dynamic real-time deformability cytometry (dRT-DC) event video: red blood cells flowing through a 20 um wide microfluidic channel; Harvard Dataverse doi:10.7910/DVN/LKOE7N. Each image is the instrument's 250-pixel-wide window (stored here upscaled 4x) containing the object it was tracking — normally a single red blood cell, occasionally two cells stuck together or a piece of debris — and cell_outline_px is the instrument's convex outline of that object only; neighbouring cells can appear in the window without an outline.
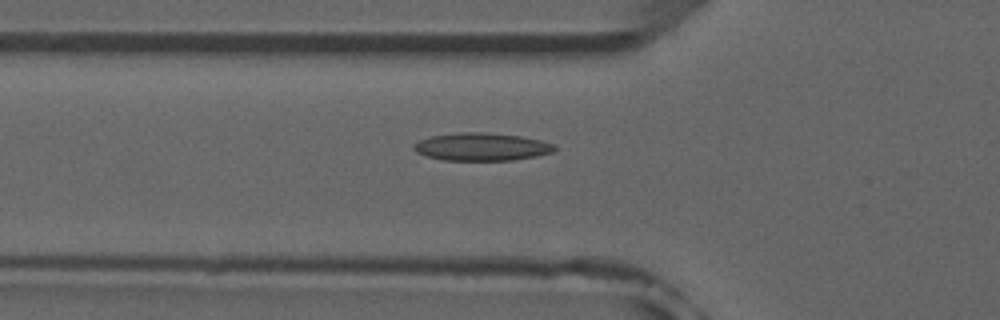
{"species": "common noctule bat (a hibernating species)", "species_latin": "Nyctalus noctula", "temperature_condition": "room temperature", "stored_images_in_passage": 52, "camera_frame_rate_fps": 3000, "um_per_image_px": 0.085, "animal": {"sex": "male", "forearm_length_mm": 52.5}, "frame": {"image": 1, "passage_image": 18, "time_ms": 5.667, "image_size_px": [1000, 320], "cell_outline_px": [[556, 148], [552, 152], [536, 156], [512, 160], [444, 160], [428, 156], [416, 152], [412, 148], [420, 140], [432, 136], [460, 132], [484, 132], [520, 136], [540, 140], [552, 144]], "centroid_in_image_um": [40.94, 12.47], "position_along_channel_um": 84.9, "area_um2": 22.48}}
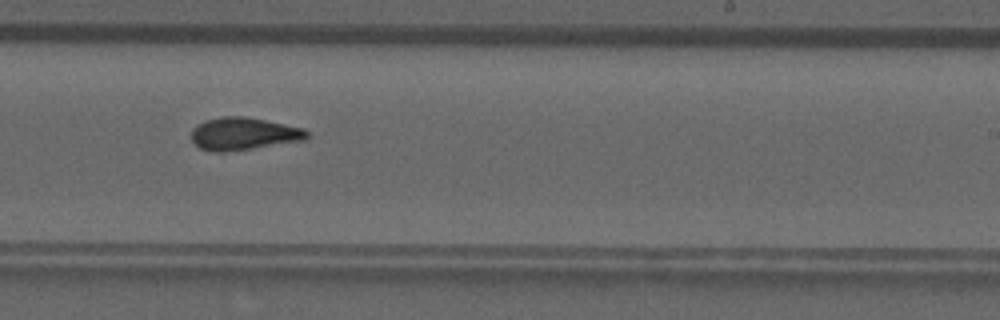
{"frame": {"image": 2, "passage_image": 32, "time_ms": 10.333, "image_size_px": [1000, 320], "cell_outline_px": [[308, 136], [304, 140], [252, 148], [220, 152], [216, 152], [200, 148], [192, 140], [192, 128], [196, 124], [204, 120], [220, 116], [244, 116], [304, 128], [308, 132]], "centroid_in_image_um": [20.67, 11.35], "position_along_channel_um": 268.3, "area_um2": 21.73}}
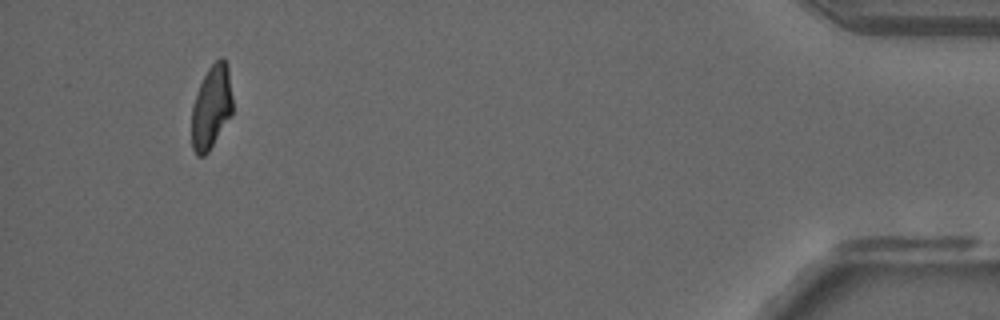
{"frame": {"image": 3, "passage_image": 49, "time_ms": 16.0, "image_size_px": [1000, 320], "cell_outline_px": [[232, 112], [208, 152], [204, 156], [196, 156], [192, 148], [192, 108], [196, 92], [208, 68], [220, 56], [224, 56], [228, 64], [232, 96]], "centroid_in_image_um": [17.96, 9.06], "position_along_channel_um": 417.2, "area_um2": 19.88}, "authors_computed_cell_mechanics": {"area_um2": 21.4438, "velocity_mm_per_s": 3.9295, "shape_relaxation_time_tau1_ms": null, "shape_relaxation_time_tau2_ms": 1.6744, "deformation_change_tau1": null, "deformation_change_tau2": 0.0894}}